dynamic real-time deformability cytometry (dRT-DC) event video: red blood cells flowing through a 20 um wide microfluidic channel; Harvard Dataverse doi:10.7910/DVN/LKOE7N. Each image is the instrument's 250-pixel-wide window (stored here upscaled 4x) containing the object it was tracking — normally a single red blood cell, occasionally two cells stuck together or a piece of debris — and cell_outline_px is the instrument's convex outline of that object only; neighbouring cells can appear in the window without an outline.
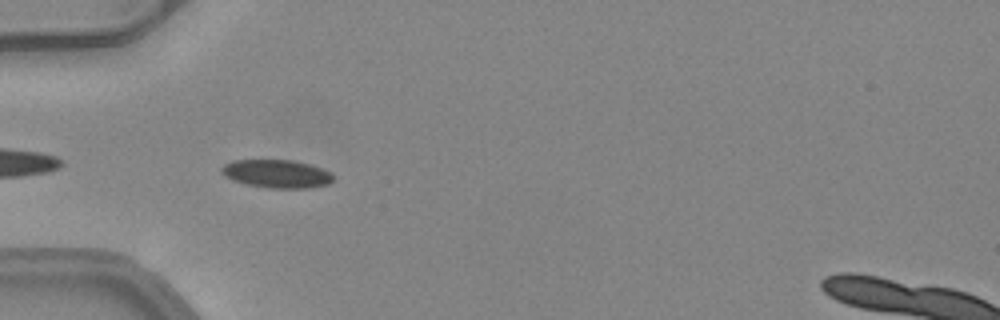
{"species": "common noctule bat (a hibernating species)", "species_latin": "Nyctalus noctula", "temperature_condition": "warm", "stored_images_in_passage": 6, "camera_frame_rate_fps": 3000, "um_per_image_px": 0.085, "animal": {"sex": "female", "body_mass_g": 24.6, "forearm_length_mm": 56.2}, "frame": {"image": 1, "passage_image": 2, "time_ms": 0.333, "image_size_px": [1000, 320], "cell_outline_px": [[332, 180], [328, 184], [308, 188], [268, 188], [244, 184], [232, 180], [224, 176], [220, 172], [220, 168], [224, 164], [232, 160], [292, 160], [308, 164], [320, 168], [328, 172], [332, 176]], "centroid_in_image_um": [23.44, 14.77], "position_along_channel_um": 61.6, "area_um2": 18.32}}